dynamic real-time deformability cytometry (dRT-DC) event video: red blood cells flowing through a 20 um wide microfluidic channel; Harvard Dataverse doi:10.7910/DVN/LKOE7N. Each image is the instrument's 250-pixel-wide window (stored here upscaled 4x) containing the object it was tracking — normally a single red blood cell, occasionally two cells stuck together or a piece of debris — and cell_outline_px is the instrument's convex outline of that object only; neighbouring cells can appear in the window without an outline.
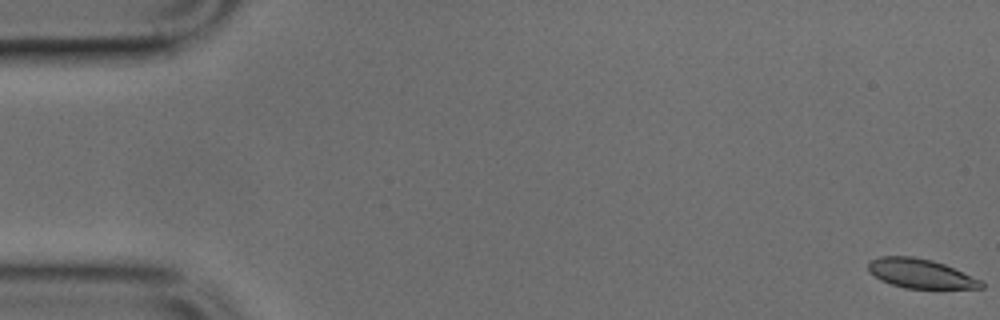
{"species": "common noctule bat (a hibernating species)", "species_latin": "Nyctalus noctula", "temperature_condition": "cold", "stored_images_in_passage": 50, "camera_frame_rate_fps": 3000, "um_per_image_px": 0.085, "animal": {"sex": "male", "body_mass_g": 17.9, "forearm_length_mm": 54.2}, "frame": {"image": 1, "passage_image": 1, "time_ms": 0.0, "image_size_px": [1000, 320], "cell_outline_px": [[984, 288], [904, 288], [880, 280], [868, 272], [868, 260], [880, 256], [912, 256], [932, 260], [944, 264], [980, 280], [984, 284]], "centroid_in_image_um": [78.18, 23.24], "position_along_channel_um": 6.8, "area_um2": 19.19}}
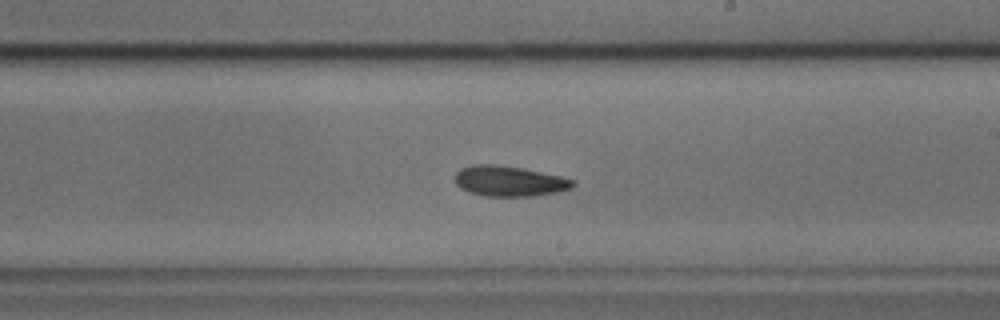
{"frame": {"image": 2, "passage_image": 29, "time_ms": 9.333, "image_size_px": [1000, 320], "cell_outline_px": [[576, 184], [572, 188], [556, 192], [536, 196], [484, 196], [468, 192], [460, 188], [456, 184], [456, 172], [460, 168], [472, 164], [496, 164], [520, 168], [560, 176], [572, 180]], "centroid_in_image_um": [43.25, 15.4], "position_along_channel_um": 245.7, "area_um2": 20.87}}
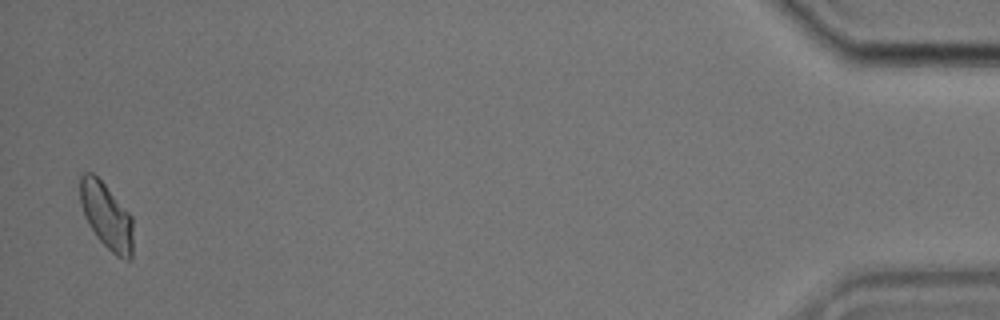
{"frame": {"image": 3, "passage_image": 49, "time_ms": 16.0, "image_size_px": [1000, 320], "cell_outline_px": [[132, 260], [128, 260], [116, 256], [96, 236], [88, 224], [84, 216], [80, 204], [80, 176], [84, 172], [92, 172], [104, 184], [132, 216]], "centroid_in_image_um": [9.04, 18.36], "position_along_channel_um": 426.2, "area_um2": 20.29}}